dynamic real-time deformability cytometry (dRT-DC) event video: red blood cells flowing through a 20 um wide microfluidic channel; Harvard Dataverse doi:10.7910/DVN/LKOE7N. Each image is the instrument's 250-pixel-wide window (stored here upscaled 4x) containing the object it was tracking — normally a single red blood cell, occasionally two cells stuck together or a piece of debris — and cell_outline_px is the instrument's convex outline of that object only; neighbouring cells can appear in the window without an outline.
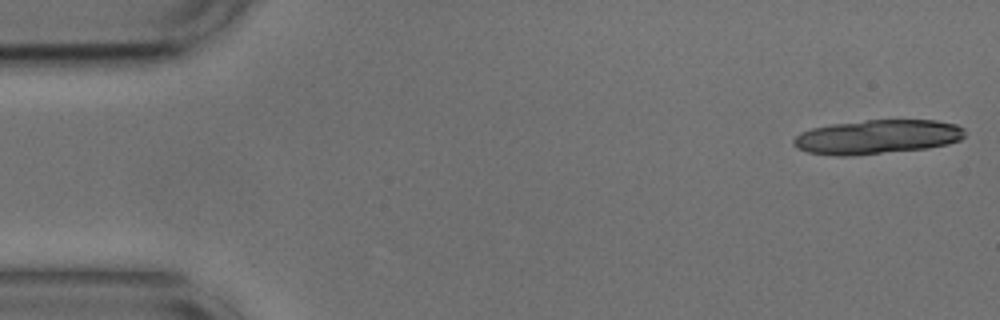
{"species": "common noctule bat (a hibernating species)", "species_latin": "Nyctalus noctula", "temperature_condition": "cold", "stored_images_in_passage": 30, "camera_frame_rate_fps": 3000, "um_per_image_px": 0.085, "animal": {"sex": "male", "body_mass_g": 17.9, "forearm_length_mm": 54.2}, "frame": {"image": 1, "passage_image": 1, "time_ms": 0.0, "image_size_px": [1000, 320], "cell_outline_px": [[964, 136], [960, 140], [948, 144], [928, 148], [852, 156], [836, 156], [808, 152], [796, 148], [792, 144], [792, 140], [800, 132], [812, 128], [832, 124], [864, 120], [936, 120], [956, 124], [964, 128]], "centroid_in_image_um": [74.55, 11.64], "position_along_channel_um": 10.5, "area_um2": 34.39}}